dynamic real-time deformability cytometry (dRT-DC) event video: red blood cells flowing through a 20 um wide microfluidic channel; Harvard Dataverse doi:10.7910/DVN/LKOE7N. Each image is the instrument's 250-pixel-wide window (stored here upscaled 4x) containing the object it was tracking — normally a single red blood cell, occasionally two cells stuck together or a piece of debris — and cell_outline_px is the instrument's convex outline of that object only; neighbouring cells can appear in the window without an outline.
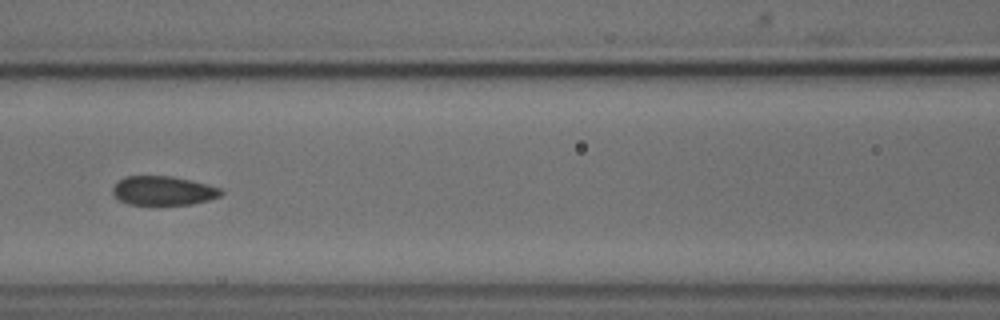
{"species": "common noctule bat (a hibernating species)", "species_latin": "Nyctalus noctula", "temperature_condition": "cold", "stored_images_in_passage": 21, "camera_frame_rate_fps": 3000, "um_per_image_px": 0.085, "animal": {"sex": "male", "body_mass_g": 18.8}, "frame": {"image": 1, "passage_image": 10, "time_ms": 3.0, "image_size_px": [1000, 320], "cell_outline_px": [[224, 192], [220, 196], [208, 200], [192, 204], [128, 204], [120, 200], [112, 192], [112, 188], [116, 180], [124, 176], [172, 176], [192, 180], [220, 188]], "centroid_in_image_um": [13.85, 16.19], "position_along_channel_um": 152.7, "area_um2": 18.38}}